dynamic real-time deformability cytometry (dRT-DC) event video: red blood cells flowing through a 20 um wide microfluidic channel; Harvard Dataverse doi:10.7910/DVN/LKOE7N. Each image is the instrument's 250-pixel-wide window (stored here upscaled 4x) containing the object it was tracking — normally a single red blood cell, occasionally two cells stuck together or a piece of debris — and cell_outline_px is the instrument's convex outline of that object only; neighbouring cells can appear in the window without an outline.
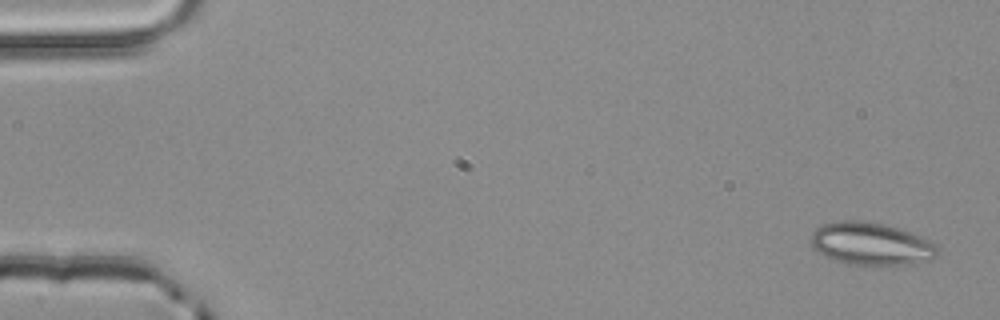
{"species": "common noctule bat (a hibernating species)", "species_latin": "Nyctalus noctula", "temperature_condition": "room temperature", "stored_images_in_passage": 3, "camera_frame_rate_fps": 3000, "um_per_image_px": 0.085, "animal": {"sex": "male", "body_mass_g": 20.4}, "frame": {"image": 1, "passage_image": 1, "time_ms": 0.0, "image_size_px": [1000, 320], "cell_outline_px": [[936, 256], [928, 260], [912, 264], [852, 264], [824, 256], [816, 252], [812, 248], [812, 232], [816, 228], [824, 224], [836, 220], [856, 220], [884, 224], [900, 228], [920, 236], [936, 244]], "centroid_in_image_um": [74.01, 20.7], "position_along_channel_um": 11.0, "area_um2": 31.1}}